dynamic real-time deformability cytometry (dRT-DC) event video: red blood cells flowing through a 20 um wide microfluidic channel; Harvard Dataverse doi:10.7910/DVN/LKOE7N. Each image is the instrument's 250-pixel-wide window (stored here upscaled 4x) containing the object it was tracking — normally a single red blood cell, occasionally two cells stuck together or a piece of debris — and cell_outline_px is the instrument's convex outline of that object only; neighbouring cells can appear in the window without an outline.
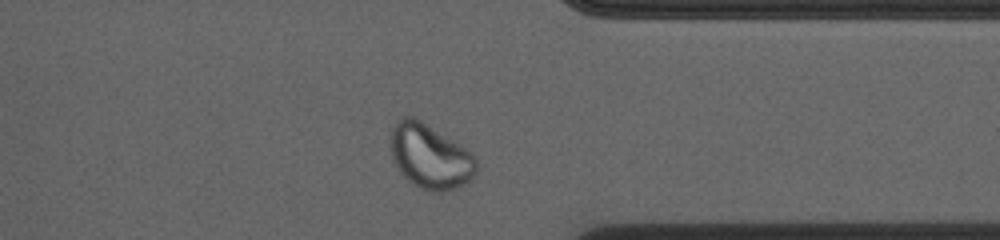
{"species": "common noctule bat (a hibernating species)", "species_latin": "Nyctalus noctula", "temperature_condition": "cold", "stored_images_in_passage": 39, "camera_frame_rate_fps": 3000, "um_per_image_px": 0.085, "animal": {"sex": "female", "body_mass_g": 23.0, "forearm_length_mm": 53.4}, "frame": {"image": 1, "passage_image": 34, "time_ms": 11.0, "image_size_px": [1000, 240], "cell_outline_px": [[476, 172], [468, 180], [456, 188], [440, 192], [432, 192], [420, 188], [408, 180], [404, 176], [396, 164], [392, 156], [392, 128], [404, 116], [412, 116], [420, 120], [460, 144], [472, 152], [476, 160]], "centroid_in_image_um": [36.58, 13.3], "position_along_channel_um": 374.8, "area_um2": 31.62}}